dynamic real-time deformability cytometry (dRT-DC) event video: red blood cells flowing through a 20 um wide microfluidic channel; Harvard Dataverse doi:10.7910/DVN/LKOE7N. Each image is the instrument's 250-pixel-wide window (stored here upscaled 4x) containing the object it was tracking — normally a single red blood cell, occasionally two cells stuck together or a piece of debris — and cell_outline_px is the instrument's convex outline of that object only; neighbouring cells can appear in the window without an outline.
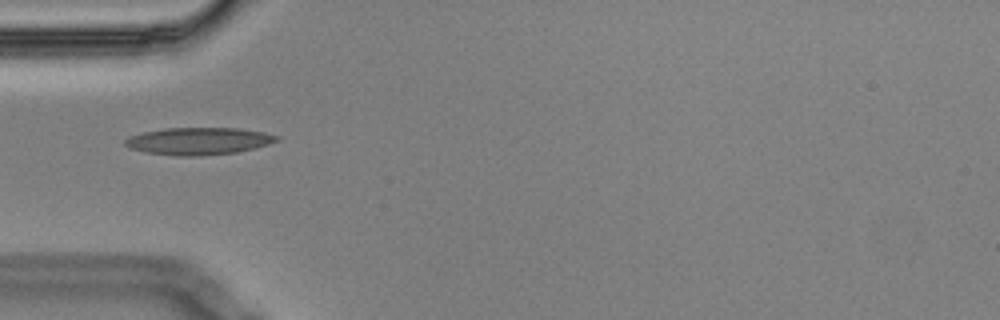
{"species": "Egyptian fruit bat (a non-hibernating species)", "species_latin": "Rousettus aegyptiacus", "temperature_condition": "cold", "stored_images_in_passage": 2, "camera_frame_rate_fps": 3000, "um_per_image_px": 0.085, "animal": {"sex": "male"}, "frame": {"image": 1, "passage_image": 1, "time_ms": 0.0, "image_size_px": [1000, 320], "cell_outline_px": [[280, 140], [256, 148], [236, 152], [200, 156], [176, 156], [144, 152], [132, 148], [124, 144], [124, 140], [128, 136], [144, 132], [164, 128], [236, 128], [264, 132], [280, 136]], "centroid_in_image_um": [16.89, 11.99], "position_along_channel_um": 68.1, "area_um2": 24.16}}
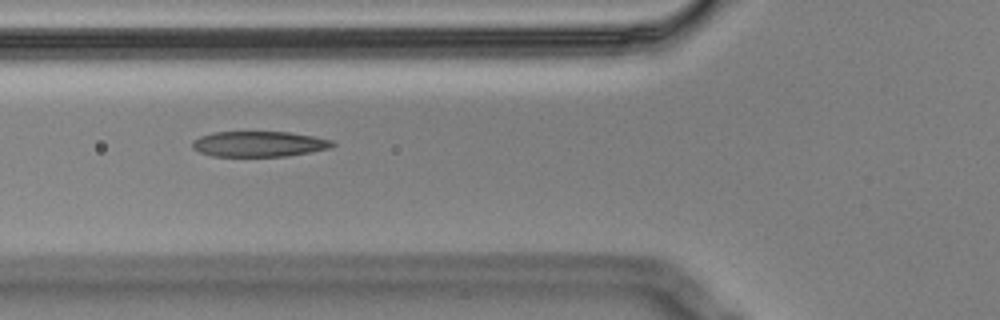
{"frame": {"image": 2, "passage_image": 2, "time_ms": 0.333, "image_size_px": [1000, 320], "cell_outline_px": [[336, 144], [328, 148], [288, 156], [212, 156], [200, 152], [192, 148], [192, 140], [200, 136], [212, 132], [288, 132], [312, 136], [332, 140]], "centroid_in_image_um": [21.97, 12.23], "position_along_channel_um": 103.8, "area_um2": 20.69}}